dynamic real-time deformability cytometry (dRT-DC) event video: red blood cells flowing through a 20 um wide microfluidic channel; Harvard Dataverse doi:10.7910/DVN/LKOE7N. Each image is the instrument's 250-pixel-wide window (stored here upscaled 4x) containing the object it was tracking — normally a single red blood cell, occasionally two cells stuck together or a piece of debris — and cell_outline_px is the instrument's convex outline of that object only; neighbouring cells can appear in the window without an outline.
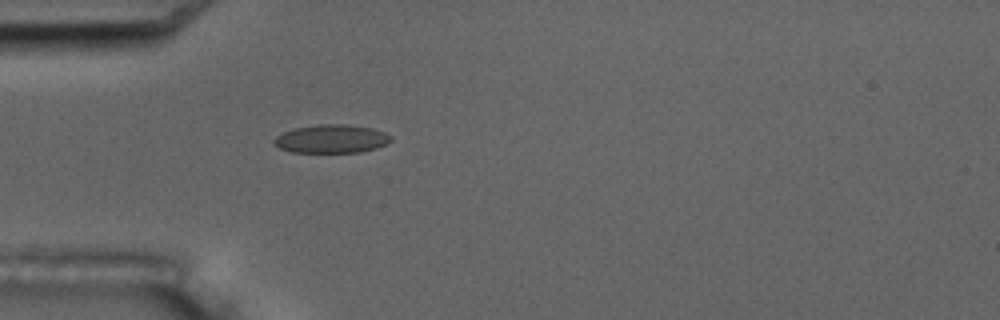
{"species": "common noctule bat (a hibernating species)", "species_latin": "Nyctalus noctula", "temperature_condition": "room temperature", "stored_images_in_passage": 1, "camera_frame_rate_fps": 3000, "um_per_image_px": 0.085, "animal": {"sex": "male", "body_mass_g": 17.5, "forearm_length_mm": 52.3}, "frame": {"image": 1, "passage_image": 1, "time_ms": 0.0, "image_size_px": [1000, 320], "cell_outline_px": [[392, 140], [388, 144], [376, 148], [360, 152], [292, 152], [280, 148], [272, 144], [272, 140], [276, 136], [284, 132], [296, 128], [320, 124], [348, 124], [372, 128], [384, 132], [392, 136]], "centroid_in_image_um": [28.19, 11.8], "position_along_channel_um": 56.8, "area_um2": 19.42}}